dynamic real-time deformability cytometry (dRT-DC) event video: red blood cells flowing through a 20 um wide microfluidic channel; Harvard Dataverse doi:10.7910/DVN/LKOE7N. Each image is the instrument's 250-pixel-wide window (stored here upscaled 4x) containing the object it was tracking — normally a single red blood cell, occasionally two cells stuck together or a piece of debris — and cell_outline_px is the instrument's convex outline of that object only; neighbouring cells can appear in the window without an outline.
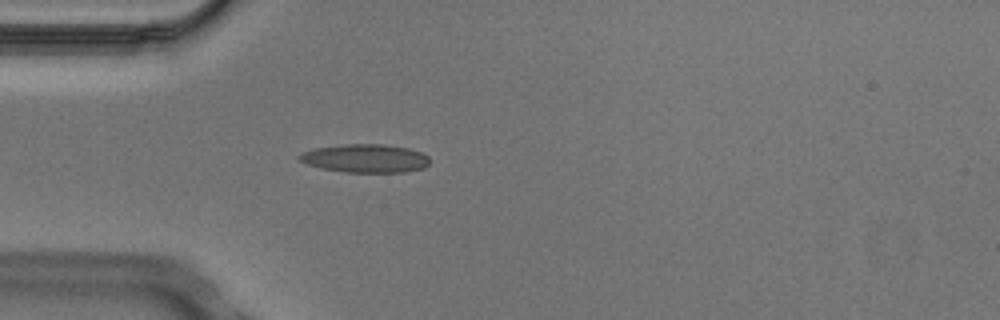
{"species": "Egyptian fruit bat (a non-hibernating species)", "species_latin": "Rousettus aegyptiacus", "temperature_condition": "cold", "stored_images_in_passage": 2, "camera_frame_rate_fps": 3000, "um_per_image_px": 0.085, "animal": {"sex": "male"}, "frame": {"image": 1, "passage_image": 2, "time_ms": 0.333, "image_size_px": [1000, 320], "cell_outline_px": [[428, 164], [424, 168], [404, 172], [344, 172], [324, 168], [308, 164], [300, 160], [296, 156], [300, 152], [316, 148], [344, 144], [384, 144], [408, 148], [420, 152], [428, 156]], "centroid_in_image_um": [31.04, 13.45], "position_along_channel_um": 54.0, "area_um2": 21.44}}